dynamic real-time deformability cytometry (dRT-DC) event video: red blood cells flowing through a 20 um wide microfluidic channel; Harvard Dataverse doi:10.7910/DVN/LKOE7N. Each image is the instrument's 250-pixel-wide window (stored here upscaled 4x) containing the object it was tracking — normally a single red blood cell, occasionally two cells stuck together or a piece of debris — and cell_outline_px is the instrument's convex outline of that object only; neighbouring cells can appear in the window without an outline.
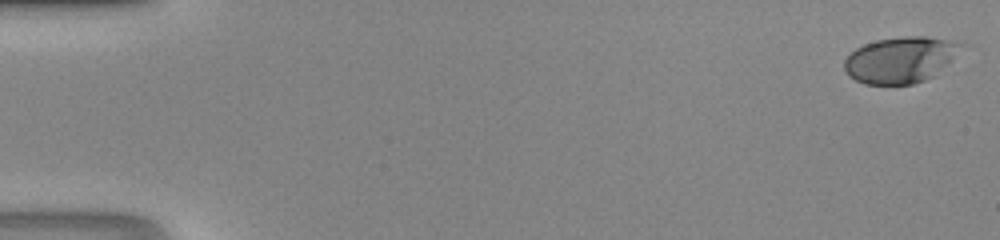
{"species": "human", "species_latin": "Homo sapiens", "temperature_condition": "room temperature", "stored_images_in_passage": 48, "camera_frame_rate_fps": 3000, "um_per_image_px": 0.085, "donor": {"sex": "male"}, "frame": {"image": 1, "passage_image": 1, "time_ms": 0.0, "image_size_px": [1000, 240], "cell_outline_px": [[968, 44], [952, 60], [932, 76], [924, 80], [912, 84], [864, 84], [848, 76], [844, 68], [844, 60], [856, 48], [864, 44], [876, 40], [904, 36], [924, 36]], "centroid_in_image_um": [76.54, 5.07], "position_along_channel_um": 8.5, "area_um2": 31.33}}
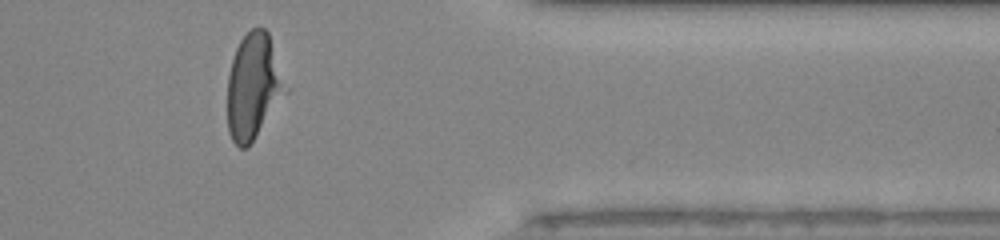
{"frame": {"image": 2, "passage_image": 40, "time_ms": 13.0, "image_size_px": [1000, 240], "cell_outline_px": [[292, 88], [248, 148], [240, 148], [232, 140], [228, 132], [228, 76], [232, 60], [236, 48], [240, 40], [252, 28], [264, 28], [268, 32]], "centroid_in_image_um": [21.62, 7.35], "position_along_channel_um": 389.8, "area_um2": 36.88}}
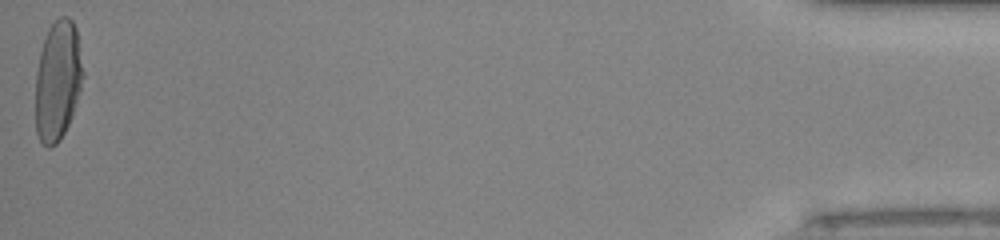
{"frame": {"image": 3, "passage_image": 48, "time_ms": 15.667, "image_size_px": [1000, 240], "cell_outline_px": [[84, 76], [80, 92], [72, 116], [60, 140], [56, 144], [48, 148], [40, 144], [36, 132], [36, 72], [40, 52], [44, 36], [48, 28], [60, 16], [68, 16], [72, 20], [76, 28], [84, 72]], "centroid_in_image_um": [4.91, 6.86], "position_along_channel_um": 430.3, "area_um2": 33.58}}